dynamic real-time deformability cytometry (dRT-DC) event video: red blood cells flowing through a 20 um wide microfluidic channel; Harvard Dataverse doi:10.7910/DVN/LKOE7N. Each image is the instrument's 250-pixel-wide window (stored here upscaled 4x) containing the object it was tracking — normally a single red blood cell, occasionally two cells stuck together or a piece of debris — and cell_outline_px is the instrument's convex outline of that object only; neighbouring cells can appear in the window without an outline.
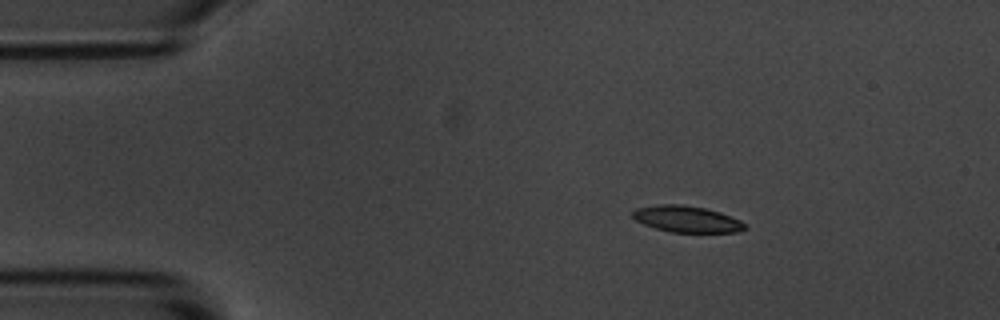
{"species": "common noctule bat (a hibernating species)", "species_latin": "Nyctalus noctula", "temperature_condition": "room temperature", "stored_images_in_passage": 47, "camera_frame_rate_fps": 3000, "um_per_image_px": 0.085, "animal": {"sex": "male", "body_mass_g": 20.1, "forearm_length_mm": 53.5}, "frame": {"image": 1, "passage_image": 1, "time_ms": 0.0, "image_size_px": [1000, 320], "cell_outline_px": [[748, 228], [736, 232], [672, 232], [656, 228], [644, 224], [636, 220], [632, 216], [632, 212], [636, 208], [660, 204], [684, 204], [704, 208], [720, 212], [740, 220]], "centroid_in_image_um": [58.37, 18.61], "position_along_channel_um": 26.6, "area_um2": 17.17}}
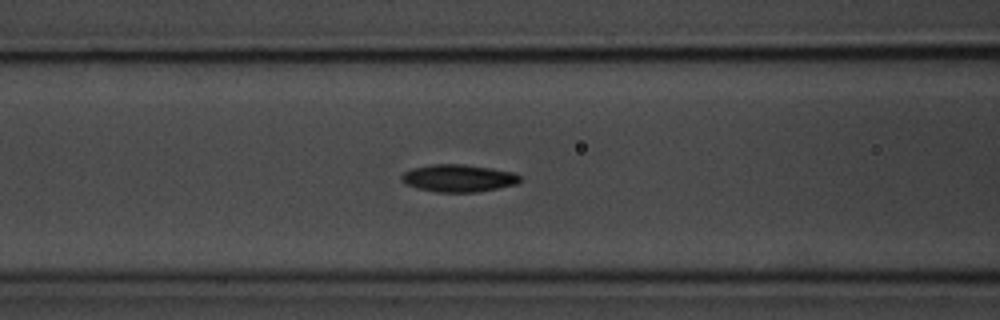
{"frame": {"image": 2, "passage_image": 14, "time_ms": 4.333, "image_size_px": [1000, 320], "cell_outline_px": [[520, 180], [516, 184], [476, 192], [436, 192], [416, 188], [404, 184], [400, 180], [400, 176], [404, 172], [412, 168], [428, 164], [460, 164], [488, 168], [512, 172], [520, 176]], "centroid_in_image_um": [38.87, 15.14], "position_along_channel_um": 127.7, "area_um2": 18.84}}
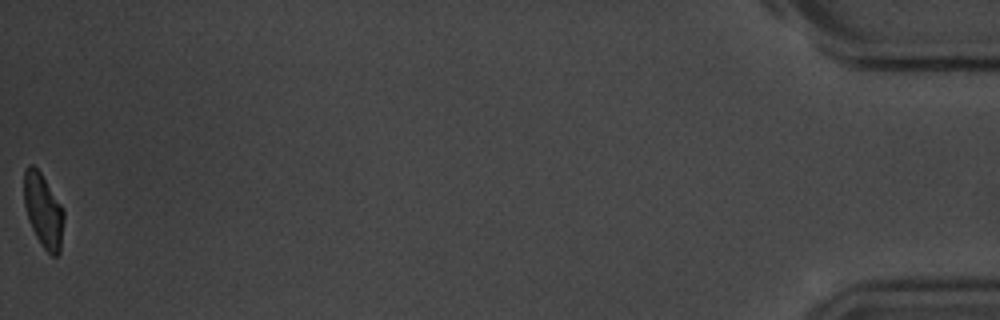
{"frame": {"image": 3, "passage_image": 47, "time_ms": 15.333, "image_size_px": [1000, 320], "cell_outline_px": [[64, 220], [60, 252], [56, 256], [52, 256], [40, 244], [28, 220], [24, 204], [24, 168], [28, 164], [32, 164], [40, 172], [64, 208]], "centroid_in_image_um": [3.68, 17.89], "position_along_channel_um": 431.5, "area_um2": 17.28}, "authors_computed_cell_mechanics": {"area_um2": 18.3226, "velocity_mm_per_s": 3.6724, "shape_relaxation_time_tau1_ms": 2.4741, "shape_relaxation_time_tau2_ms": 3.4808, "deformation_change_tau1": 0.1226, "deformation_change_tau2": 0.0774}}